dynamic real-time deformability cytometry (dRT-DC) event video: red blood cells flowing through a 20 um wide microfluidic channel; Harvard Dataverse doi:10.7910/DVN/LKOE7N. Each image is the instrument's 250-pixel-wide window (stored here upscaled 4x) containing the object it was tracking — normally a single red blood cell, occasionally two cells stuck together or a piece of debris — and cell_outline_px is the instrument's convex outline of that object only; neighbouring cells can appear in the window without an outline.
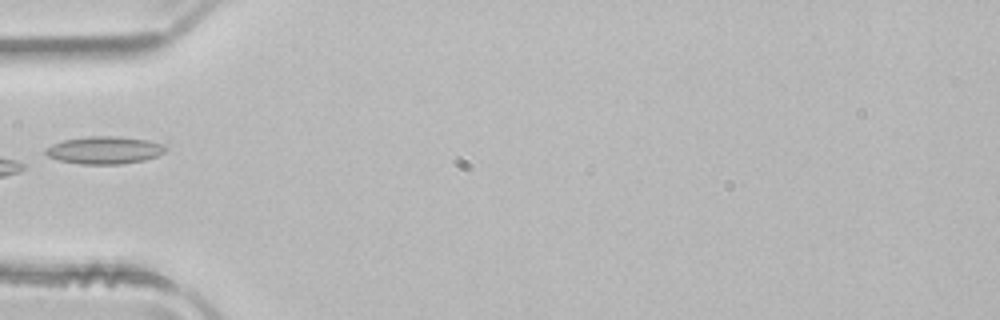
{"species": "common noctule bat (a hibernating species)", "species_latin": "Nyctalus noctula", "temperature_condition": "room temperature", "stored_images_in_passage": 22, "camera_frame_rate_fps": 3000, "um_per_image_px": 0.085, "animal": {"sex": "male", "body_mass_g": 21.5, "forearm_length_mm": 52.0}, "frame": {"image": 1, "passage_image": 1, "time_ms": 0.0, "image_size_px": [1000, 320], "cell_outline_px": [[168, 148], [164, 152], [156, 156], [144, 160], [120, 164], [80, 164], [60, 160], [48, 156], [44, 152], [44, 148], [52, 144], [64, 140], [88, 136], [120, 136], [148, 140], [164, 144]], "centroid_in_image_um": [8.89, 12.75], "position_along_channel_um": 76.1, "area_um2": 19.31}}